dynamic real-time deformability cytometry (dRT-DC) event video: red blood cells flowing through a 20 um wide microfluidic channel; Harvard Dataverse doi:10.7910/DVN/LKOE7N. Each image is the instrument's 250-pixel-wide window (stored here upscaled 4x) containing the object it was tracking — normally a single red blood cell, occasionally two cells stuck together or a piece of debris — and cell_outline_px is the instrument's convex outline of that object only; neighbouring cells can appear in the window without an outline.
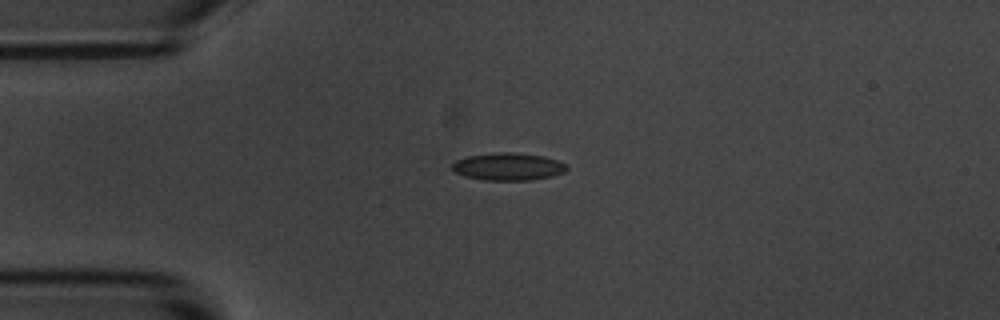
{"species": "common noctule bat (a hibernating species)", "species_latin": "Nyctalus noctula", "temperature_condition": "room temperature", "stored_images_in_passage": 42, "camera_frame_rate_fps": 3000, "um_per_image_px": 0.085, "animal": {"sex": "male", "body_mass_g": 20.1, "forearm_length_mm": 53.5}, "frame": {"image": 1, "passage_image": 1, "time_ms": 0.0, "image_size_px": [1000, 320], "cell_outline_px": [[568, 168], [564, 172], [552, 176], [532, 180], [484, 180], [464, 176], [456, 172], [452, 168], [452, 164], [456, 160], [468, 156], [500, 152], [508, 152], [544, 156], [568, 164]], "centroid_in_image_um": [43.22, 14.17], "position_along_channel_um": 41.8, "area_um2": 18.26}}
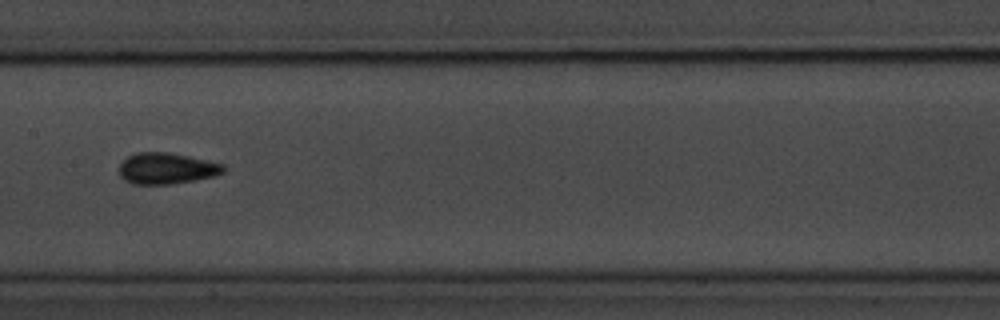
{"frame": {"image": 2, "passage_image": 15, "time_ms": 4.667, "image_size_px": [1000, 320], "cell_outline_px": [[224, 172], [216, 176], [196, 180], [168, 184], [132, 184], [124, 180], [120, 176], [120, 164], [128, 156], [136, 152], [168, 152], [188, 156], [224, 164]], "centroid_in_image_um": [14.16, 14.32], "position_along_channel_um": 193.2, "area_um2": 18.96}}
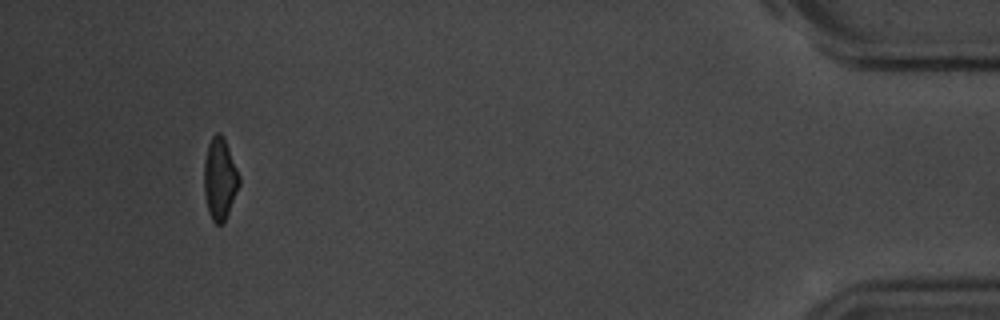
{"frame": {"image": 3, "passage_image": 39, "time_ms": 12.667, "image_size_px": [1000, 320], "cell_outline_px": [[240, 184], [224, 224], [216, 224], [212, 220], [208, 212], [204, 192], [204, 160], [208, 144], [212, 136], [216, 132], [220, 132], [228, 148], [240, 176]], "centroid_in_image_um": [18.68, 15.23], "position_along_channel_um": 416.5, "area_um2": 16.76}, "authors_computed_cell_mechanics": {"area_um2": 17.6868, "velocity_mm_per_s": 3.6713, "shape_relaxation_time_tau1_ms": 2.9751, "shape_relaxation_time_tau2_ms": 1.4339, "deformation_change_tau1": 0.1136, "deformation_change_tau2": 0.0631}}